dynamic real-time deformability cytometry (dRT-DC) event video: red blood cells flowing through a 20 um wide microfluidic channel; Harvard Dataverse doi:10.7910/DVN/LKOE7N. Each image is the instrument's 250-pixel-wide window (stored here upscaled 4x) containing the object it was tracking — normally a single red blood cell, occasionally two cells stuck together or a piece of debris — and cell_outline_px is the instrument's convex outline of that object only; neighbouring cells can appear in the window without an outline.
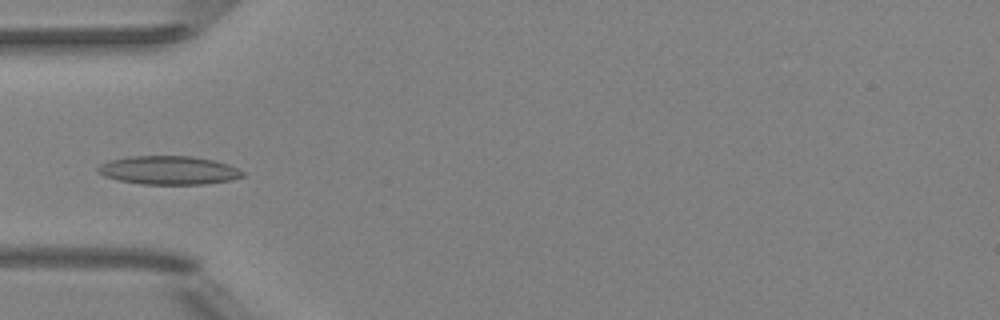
{"species": "Egyptian fruit bat (a non-hibernating species)", "species_latin": "Rousettus aegyptiacus", "temperature_condition": "room temperature", "stored_images_in_passage": 6, "camera_frame_rate_fps": 3000, "um_per_image_px": 0.085, "animal": {"sex": "female"}, "frame": {"image": 1, "passage_image": 5, "time_ms": 4.667, "image_size_px": [1000, 320], "cell_outline_px": [[244, 176], [232, 180], [204, 184], [140, 184], [120, 180], [104, 176], [96, 172], [96, 168], [100, 164], [108, 160], [128, 156], [192, 156], [212, 160], [228, 164], [244, 172]], "centroid_in_image_um": [14.3, 14.47], "position_along_channel_um": 70.7, "area_um2": 24.16}}
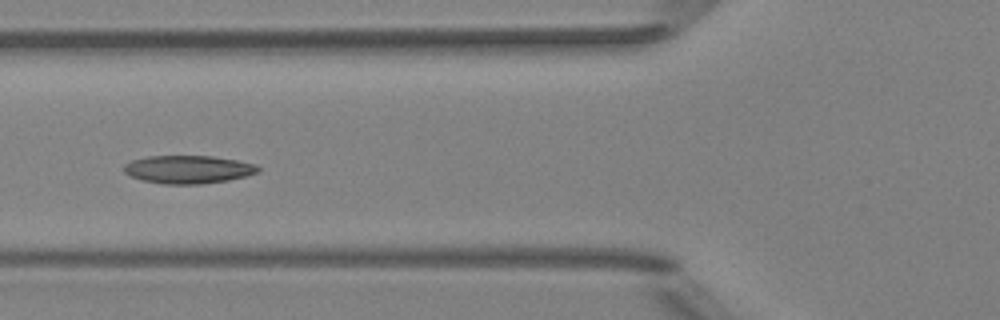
{"frame": {"image": 2, "passage_image": 6, "time_ms": 5.667, "image_size_px": [1000, 320], "cell_outline_px": [[260, 172], [228, 180], [200, 184], [164, 184], [144, 180], [132, 176], [124, 172], [124, 164], [132, 160], [148, 156], [212, 156], [236, 160], [256, 164], [260, 168]], "centroid_in_image_um": [16.01, 14.39], "position_along_channel_um": 109.8, "area_um2": 21.79}}